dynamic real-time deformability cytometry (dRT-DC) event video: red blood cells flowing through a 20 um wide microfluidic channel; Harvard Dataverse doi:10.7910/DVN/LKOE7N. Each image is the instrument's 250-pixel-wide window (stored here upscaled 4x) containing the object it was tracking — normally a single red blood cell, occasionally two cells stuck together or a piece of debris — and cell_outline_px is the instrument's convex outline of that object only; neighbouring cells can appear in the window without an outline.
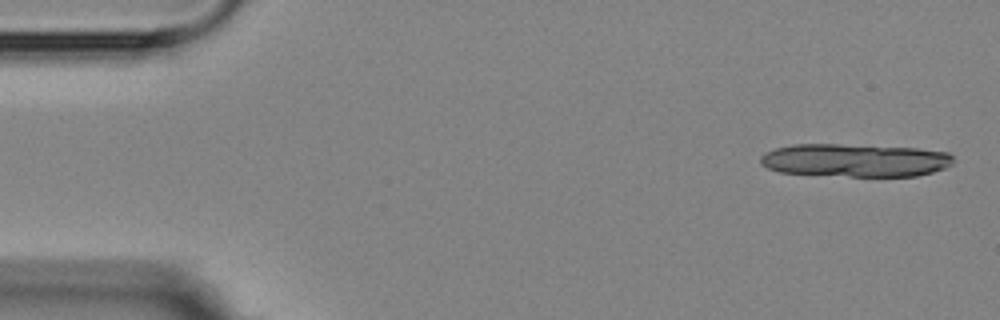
{"species": "Egyptian fruit bat (a non-hibernating species)", "species_latin": "Rousettus aegyptiacus", "temperature_condition": "room temperature", "stored_images_in_passage": 4, "camera_frame_rate_fps": 3000, "um_per_image_px": 0.085, "animal": {"sex": "female"}, "frame": {"image": 1, "passage_image": 1, "time_ms": 0.0, "image_size_px": [1000, 320], "cell_outline_px": [[952, 164], [944, 168], [932, 172], [916, 176], [848, 176], [780, 172], [768, 168], [760, 164], [760, 156], [776, 148], [792, 144], [840, 144], [916, 148], [948, 152], [952, 156]], "centroid_in_image_um": [72.67, 13.62], "position_along_channel_um": 12.3, "area_um2": 37.05}}